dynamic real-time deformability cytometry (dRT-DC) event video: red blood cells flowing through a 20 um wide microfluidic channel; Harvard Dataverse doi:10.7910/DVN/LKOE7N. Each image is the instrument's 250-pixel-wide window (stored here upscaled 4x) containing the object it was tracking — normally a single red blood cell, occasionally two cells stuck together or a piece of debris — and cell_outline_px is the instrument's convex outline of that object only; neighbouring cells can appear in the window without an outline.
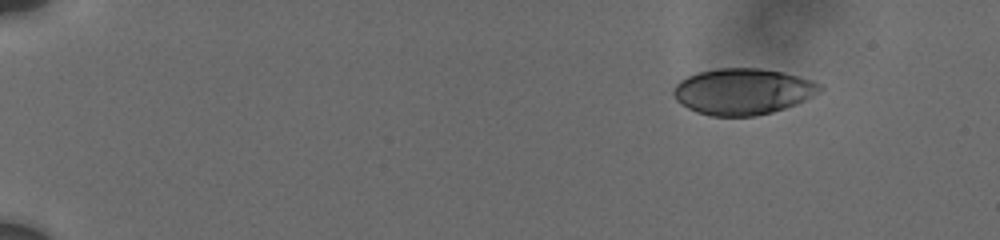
{"species": "human", "species_latin": "Homo sapiens", "temperature_condition": "cold", "stored_images_in_passage": 9, "camera_frame_rate_fps": 3000, "um_per_image_px": 0.085, "donor": {"sex": "male"}, "frame": {"image": 1, "passage_image": 1, "time_ms": 0.0, "image_size_px": [1000, 240], "cell_outline_px": [[824, 88], [820, 92], [804, 100], [784, 108], [772, 112], [756, 116], [712, 116], [696, 112], [680, 104], [676, 100], [672, 92], [672, 88], [680, 80], [688, 76], [700, 72], [716, 68], [760, 68], [784, 72], [812, 80], [820, 84]], "centroid_in_image_um": [63.12, 7.77], "position_along_channel_um": 21.9, "area_um2": 39.48}}
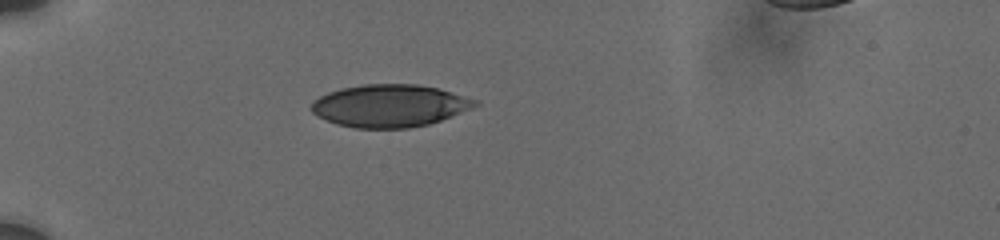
{"frame": {"image": 2, "passage_image": 6, "time_ms": 3.667, "image_size_px": [1000, 240], "cell_outline_px": [[480, 104], [440, 120], [428, 124], [408, 128], [356, 128], [336, 124], [312, 112], [308, 108], [312, 100], [328, 92], [340, 88], [364, 84], [416, 84], [436, 88], [480, 100]], "centroid_in_image_um": [33.08, 8.98], "position_along_channel_um": 51.9, "area_um2": 40.4}}
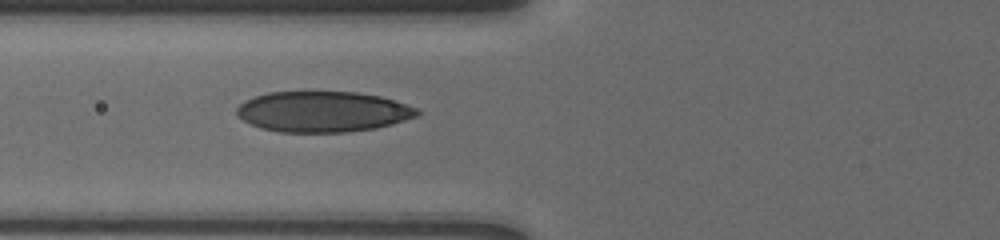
{"frame": {"image": 3, "passage_image": 9, "time_ms": 5.667, "image_size_px": [1000, 240], "cell_outline_px": [[420, 112], [416, 116], [392, 124], [376, 128], [348, 132], [280, 132], [260, 128], [236, 116], [236, 108], [244, 100], [268, 92], [356, 92], [380, 96], [396, 100], [416, 108]], "centroid_in_image_um": [27.42, 9.49], "position_along_channel_um": 98.4, "area_um2": 42.77}}